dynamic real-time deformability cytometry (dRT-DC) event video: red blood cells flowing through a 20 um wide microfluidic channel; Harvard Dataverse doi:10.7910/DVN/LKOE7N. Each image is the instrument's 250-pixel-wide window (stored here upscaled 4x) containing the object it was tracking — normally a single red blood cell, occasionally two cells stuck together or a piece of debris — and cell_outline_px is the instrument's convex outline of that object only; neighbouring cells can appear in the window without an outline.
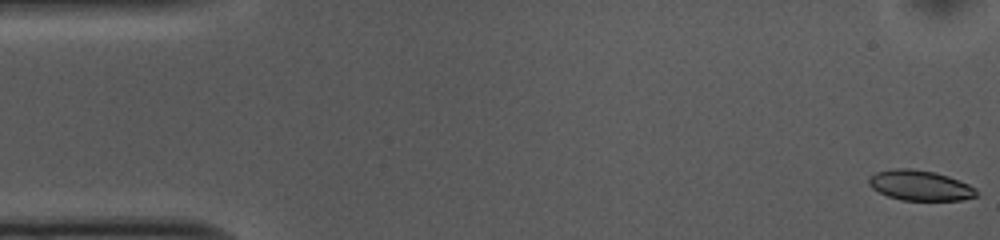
{"species": "common noctule bat (a hibernating species)", "species_latin": "Nyctalus noctula", "temperature_condition": "cold", "stored_images_in_passage": 15, "camera_frame_rate_fps": 3000, "um_per_image_px": 0.085, "animal": {"sex": "female", "body_mass_g": 10.0, "forearm_length_mm": 53.1}, "frame": {"image": 1, "passage_image": 1, "time_ms": 0.0, "image_size_px": [1000, 240], "cell_outline_px": [[980, 196], [964, 200], [900, 200], [888, 196], [872, 188], [868, 184], [868, 176], [876, 172], [892, 168], [908, 168], [936, 172], [948, 176], [968, 184], [976, 188], [980, 192]], "centroid_in_image_um": [78.23, 15.76], "position_along_channel_um": 6.8, "area_um2": 19.25}}
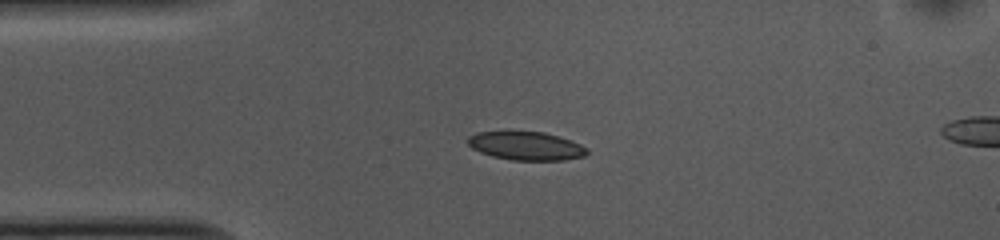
{"frame": {"image": 2, "passage_image": 12, "time_ms": 3.667, "image_size_px": [1000, 240], "cell_outline_px": [[588, 152], [584, 156], [564, 160], [512, 160], [492, 156], [480, 152], [472, 148], [464, 140], [468, 136], [476, 132], [508, 128], [544, 132], [560, 136], [572, 140], [588, 148]], "centroid_in_image_um": [44.64, 12.34], "position_along_channel_um": 40.4, "area_um2": 20.87}}